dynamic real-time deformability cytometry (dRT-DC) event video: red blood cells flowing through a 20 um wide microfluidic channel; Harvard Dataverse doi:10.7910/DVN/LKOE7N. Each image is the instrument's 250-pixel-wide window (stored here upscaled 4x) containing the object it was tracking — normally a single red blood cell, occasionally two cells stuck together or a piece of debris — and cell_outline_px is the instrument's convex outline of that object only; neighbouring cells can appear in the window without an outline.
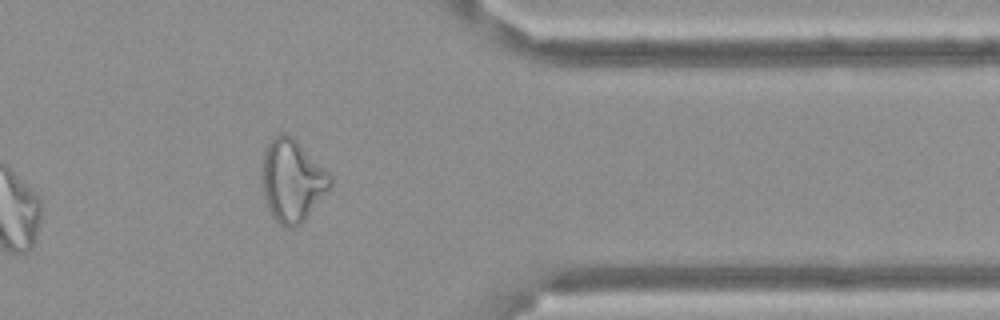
{"species": "Egyptian fruit bat (a non-hibernating species)", "species_latin": "Rousettus aegyptiacus", "temperature_condition": "cold", "stored_images_in_passage": 16, "camera_frame_rate_fps": 3000, "um_per_image_px": 0.085, "frame": {"image": 1, "passage_image": 14, "time_ms": 4.333, "image_size_px": [1000, 320], "cell_outline_px": [[332, 184], [304, 220], [300, 224], [292, 228], [288, 228], [280, 224], [272, 216], [268, 208], [264, 196], [264, 148], [280, 132], [284, 132], [292, 136], [332, 176]], "centroid_in_image_um": [24.85, 15.35], "position_along_channel_um": 386.6, "area_um2": 31.85}}